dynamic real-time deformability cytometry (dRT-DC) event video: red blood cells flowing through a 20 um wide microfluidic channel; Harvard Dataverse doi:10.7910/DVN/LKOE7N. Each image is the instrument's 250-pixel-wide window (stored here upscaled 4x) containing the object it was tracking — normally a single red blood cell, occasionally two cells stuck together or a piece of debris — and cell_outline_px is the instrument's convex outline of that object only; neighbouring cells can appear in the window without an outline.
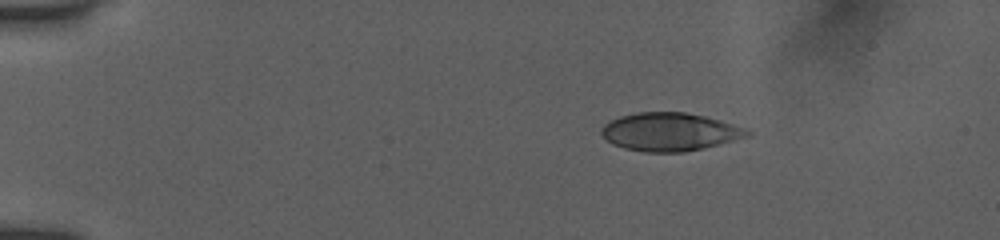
{"species": "human", "species_latin": "Homo sapiens", "temperature_condition": "room temperature", "stored_images_in_passage": 8, "camera_frame_rate_fps": 3000, "um_per_image_px": 0.085, "donor": {"sex": "female"}, "frame": {"image": 1, "passage_image": 1, "time_ms": 0.0, "image_size_px": [1000, 240], "cell_outline_px": [[752, 136], [704, 148], [684, 152], [644, 152], [624, 148], [612, 144], [600, 132], [600, 128], [604, 124], [620, 116], [636, 112], [684, 112], [704, 116], [720, 120], [744, 128], [752, 132]], "centroid_in_image_um": [56.94, 11.21], "position_along_channel_um": 28.1, "area_um2": 32.48}}
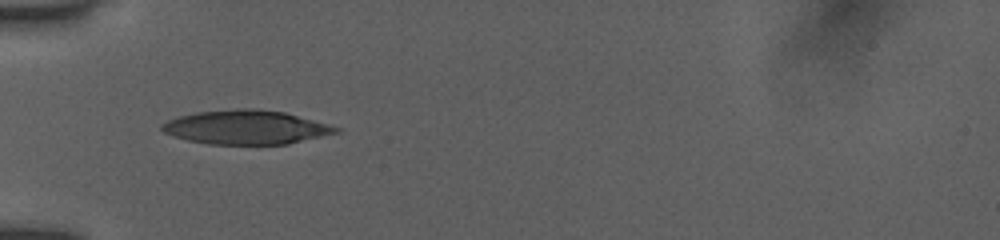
{"frame": {"image": 2, "passage_image": 6, "time_ms": 1.667, "image_size_px": [1000, 240], "cell_outline_px": [[340, 132], [288, 144], [208, 144], [188, 140], [172, 136], [164, 132], [160, 128], [160, 124], [168, 120], [180, 116], [196, 112], [240, 108], [252, 108], [284, 112], [340, 128]], "centroid_in_image_um": [20.87, 10.82], "position_along_channel_um": 64.1, "area_um2": 34.28}}
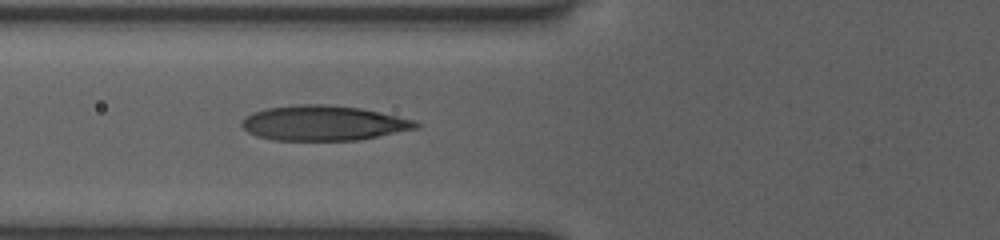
{"frame": {"image": 3, "passage_image": 8, "time_ms": 2.333, "image_size_px": [1000, 240], "cell_outline_px": [[420, 124], [416, 128], [360, 140], [272, 140], [256, 136], [248, 132], [240, 124], [252, 112], [264, 108], [296, 104], [328, 104], [360, 108], [380, 112], [416, 120]], "centroid_in_image_um": [27.48, 10.45], "position_along_channel_um": 98.3, "area_um2": 35.55}}